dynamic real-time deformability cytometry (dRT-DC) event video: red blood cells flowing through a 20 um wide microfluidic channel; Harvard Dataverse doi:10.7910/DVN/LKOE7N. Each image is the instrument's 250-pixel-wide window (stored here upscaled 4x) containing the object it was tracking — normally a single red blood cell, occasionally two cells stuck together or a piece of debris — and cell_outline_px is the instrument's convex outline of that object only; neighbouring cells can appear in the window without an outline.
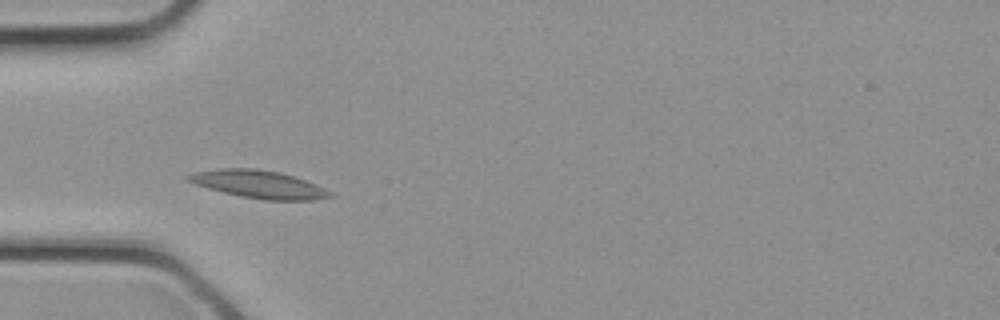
{"species": "common noctule bat (a hibernating species)", "species_latin": "Nyctalus noctula", "temperature_condition": "cold", "stored_images_in_passage": 18, "camera_frame_rate_fps": 3000, "um_per_image_px": 0.085, "animal": {"sex": "female", "body_mass_g": 21.9}, "frame": {"image": 1, "passage_image": 1, "time_ms": 0.0, "image_size_px": [1000, 320], "cell_outline_px": [[336, 196], [312, 200], [264, 200], [240, 196], [208, 188], [184, 180], [184, 176], [192, 172], [220, 168], [256, 168], [280, 172], [316, 184], [332, 192]], "centroid_in_image_um": [21.97, 15.66], "position_along_channel_um": 63.0, "area_um2": 23.06}}
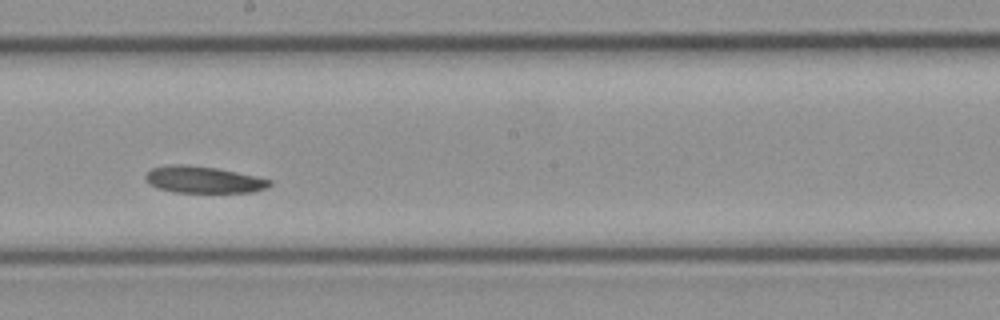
{"frame": {"image": 2, "passage_image": 9, "time_ms": 2.667, "image_size_px": [1000, 320], "cell_outline_px": [[272, 184], [268, 188], [252, 192], [176, 192], [156, 188], [148, 184], [144, 176], [152, 168], [168, 164], [184, 164], [216, 168], [256, 176], [272, 180]], "centroid_in_image_um": [17.28, 15.27], "position_along_channel_um": 230.9, "area_um2": 19.42}}
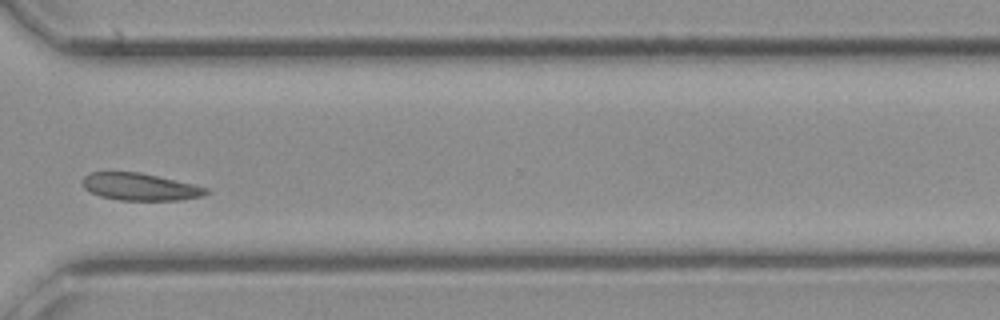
{"frame": {"image": 3, "passage_image": 15, "time_ms": 4.667, "image_size_px": [1000, 320], "cell_outline_px": [[208, 192], [204, 196], [180, 200], [120, 200], [100, 196], [84, 188], [84, 176], [92, 172], [140, 172], [192, 184], [208, 188]], "centroid_in_image_um": [11.92, 15.88], "position_along_channel_um": 358.7, "area_um2": 19.36}}